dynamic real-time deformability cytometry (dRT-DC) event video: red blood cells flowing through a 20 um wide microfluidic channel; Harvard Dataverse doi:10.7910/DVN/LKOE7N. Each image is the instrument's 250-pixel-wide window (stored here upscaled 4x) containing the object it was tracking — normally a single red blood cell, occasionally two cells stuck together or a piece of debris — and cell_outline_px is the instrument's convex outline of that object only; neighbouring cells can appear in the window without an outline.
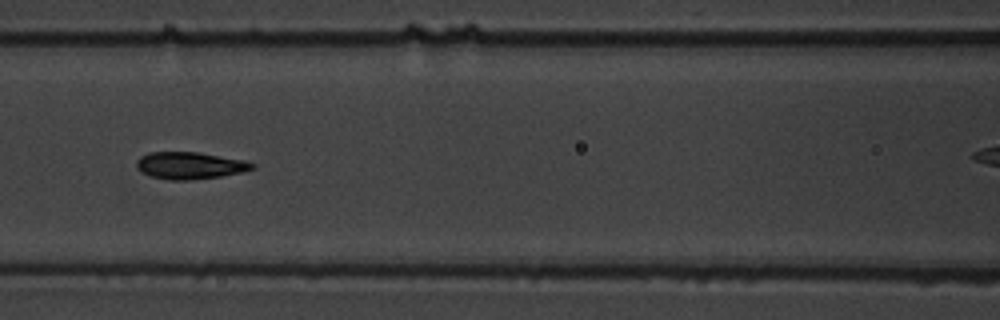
{"species": "common noctule bat (a hibernating species)", "species_latin": "Nyctalus noctula", "temperature_condition": "warm", "stored_images_in_passage": 8, "camera_frame_rate_fps": 3000, "um_per_image_px": 0.085, "animal": {"sex": "male", "body_mass_g": 19.5, "forearm_length_mm": 54.6}, "frame": {"image": 1, "passage_image": 4, "time_ms": 7.333, "image_size_px": [1000, 320], "cell_outline_px": [[256, 168], [244, 172], [220, 176], [188, 180], [168, 180], [152, 176], [140, 172], [136, 168], [136, 160], [140, 156], [148, 152], [200, 152], [244, 160], [256, 164]], "centroid_in_image_um": [16.14, 14.06], "position_along_channel_um": 150.5, "area_um2": 18.44}}
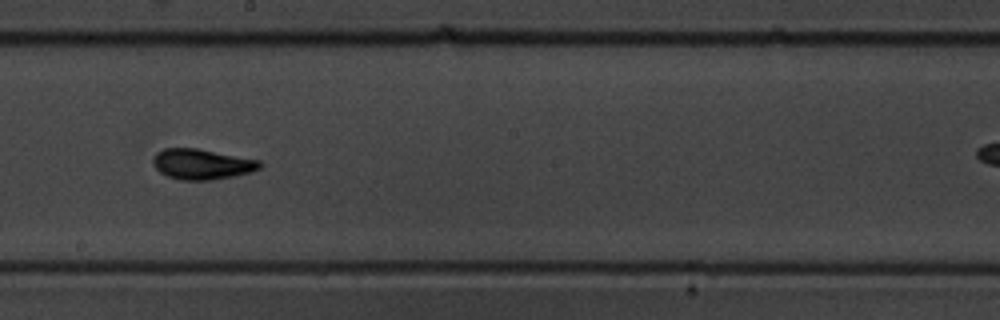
{"frame": {"image": 2, "passage_image": 6, "time_ms": 9.667, "image_size_px": [1000, 320], "cell_outline_px": [[264, 164], [260, 168], [248, 172], [232, 176], [212, 180], [180, 180], [168, 176], [160, 172], [152, 164], [152, 160], [156, 152], [164, 148], [196, 148], [260, 160]], "centroid_in_image_um": [17.14, 13.95], "position_along_channel_um": 231.1, "area_um2": 18.9}}
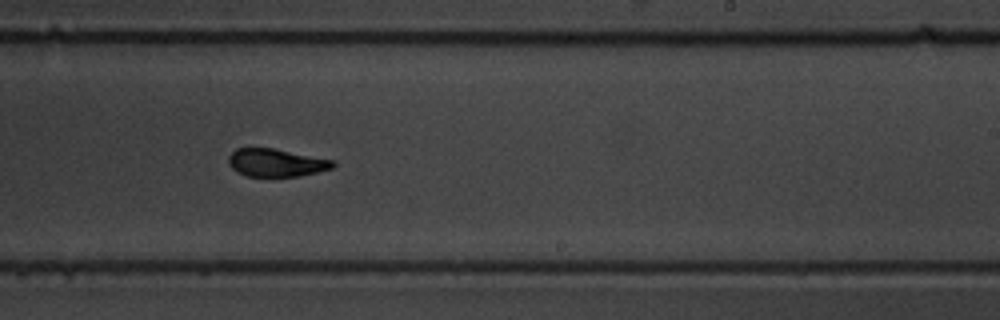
{"frame": {"image": 3, "passage_image": 7, "time_ms": 10.667, "image_size_px": [1000, 320], "cell_outline_px": [[336, 164], [332, 168], [300, 176], [248, 176], [236, 172], [228, 164], [228, 156], [236, 148], [272, 148], [336, 160]], "centroid_in_image_um": [23.47, 13.82], "position_along_channel_um": 265.5, "area_um2": 16.99}}